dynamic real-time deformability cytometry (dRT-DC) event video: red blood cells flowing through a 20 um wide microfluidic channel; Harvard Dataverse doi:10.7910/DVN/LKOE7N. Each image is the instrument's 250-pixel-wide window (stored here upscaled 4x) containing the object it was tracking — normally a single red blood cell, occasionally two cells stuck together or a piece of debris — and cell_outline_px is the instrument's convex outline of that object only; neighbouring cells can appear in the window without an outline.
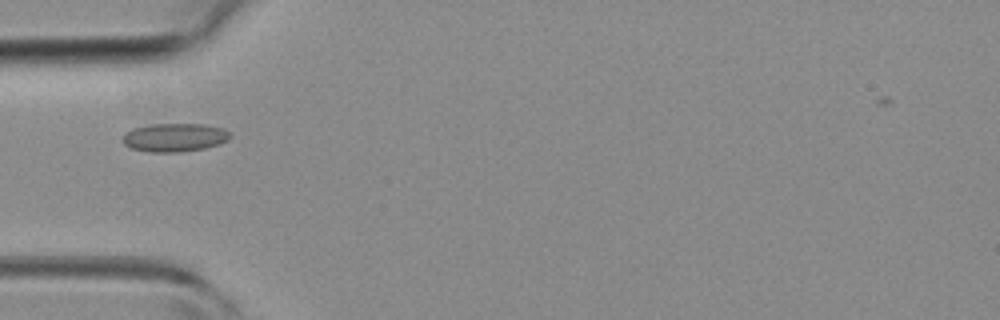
{"species": "common noctule bat (a hibernating species)", "species_latin": "Nyctalus noctula", "temperature_condition": "room temperature", "stored_images_in_passage": 6, "camera_frame_rate_fps": 3000, "um_per_image_px": 0.085, "animal": {"sex": "female", "body_mass_g": 19.3, "forearm_length_mm": 54.1}, "frame": {"image": 1, "passage_image": 5, "time_ms": 6.0, "image_size_px": [1000, 320], "cell_outline_px": [[232, 136], [228, 140], [220, 144], [204, 148], [176, 152], [148, 152], [132, 148], [124, 144], [120, 140], [132, 128], [152, 124], [204, 124], [224, 128]], "centroid_in_image_um": [14.85, 11.68], "position_along_channel_um": 70.1, "area_um2": 17.8}}
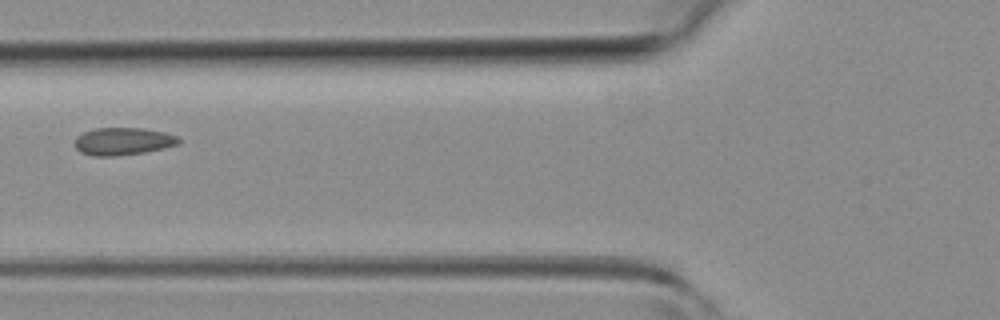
{"frame": {"image": 2, "passage_image": 6, "time_ms": 7.0, "image_size_px": [1000, 320], "cell_outline_px": [[180, 140], [176, 144], [164, 148], [144, 152], [116, 156], [92, 156], [80, 152], [72, 144], [76, 136], [84, 132], [96, 128], [144, 128], [164, 132], [176, 136]], "centroid_in_image_um": [10.38, 12.01], "position_along_channel_um": 115.4, "area_um2": 16.7}}